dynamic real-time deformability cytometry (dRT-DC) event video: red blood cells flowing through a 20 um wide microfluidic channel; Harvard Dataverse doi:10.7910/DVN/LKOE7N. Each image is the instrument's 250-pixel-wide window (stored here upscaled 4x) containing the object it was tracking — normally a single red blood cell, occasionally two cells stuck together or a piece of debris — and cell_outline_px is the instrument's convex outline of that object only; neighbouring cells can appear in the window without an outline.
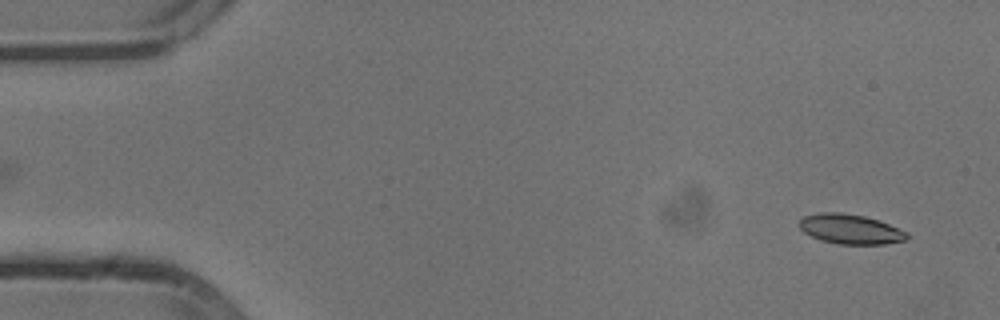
{"species": "common noctule bat (a hibernating species)", "species_latin": "Nyctalus noctula", "temperature_condition": "cold", "stored_images_in_passage": 46, "camera_frame_rate_fps": 3000, "um_per_image_px": 0.085, "animal": {"sex": "male", "body_mass_g": 13.3}, "frame": {"image": 1, "passage_image": 3, "time_ms": 0.667, "image_size_px": [1000, 320], "cell_outline_px": [[908, 240], [884, 244], [836, 244], [820, 240], [804, 232], [800, 228], [800, 220], [804, 216], [820, 212], [840, 212], [864, 216], [880, 220], [908, 232]], "centroid_in_image_um": [72.31, 19.48], "position_along_channel_um": 12.7, "area_um2": 18.79}}
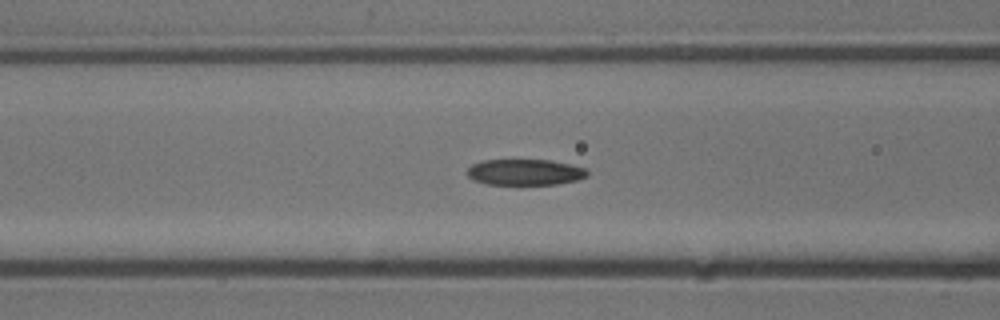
{"frame": {"image": 2, "passage_image": 21, "time_ms": 6.667, "image_size_px": [1000, 320], "cell_outline_px": [[588, 176], [576, 180], [556, 184], [488, 184], [472, 180], [468, 176], [468, 168], [472, 164], [484, 160], [548, 160], [568, 164], [584, 168], [588, 172]], "centroid_in_image_um": [44.6, 14.63], "position_along_channel_um": 122.0, "area_um2": 17.98}}
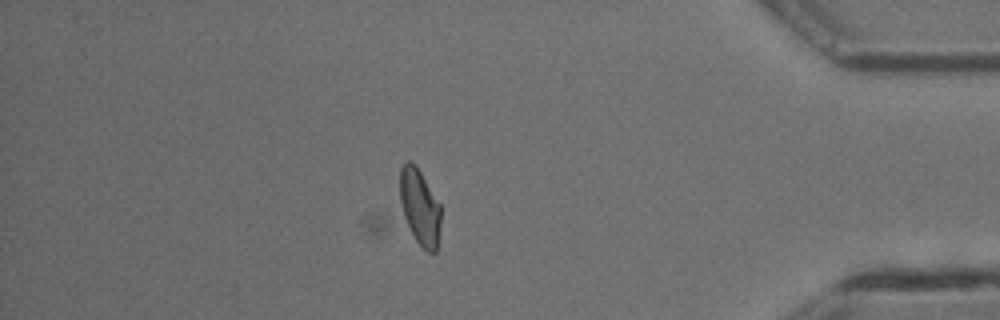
{"frame": {"image": 3, "passage_image": 46, "time_ms": 15.0, "image_size_px": [1000, 320], "cell_outline_px": [[440, 224], [436, 252], [428, 252], [376, 236], [368, 232], [364, 224], [364, 220], [400, 168], [408, 160], [416, 164], [440, 204]], "centroid_in_image_um": [34.6, 17.97], "position_along_channel_um": 400.6, "area_um2": 32.02}, "authors_computed_cell_mechanics": {"area_um2": 19.0451, "velocity_mm_per_s": 3.8071, "shape_relaxation_time_tau1_ms": 3.889, "shape_relaxation_time_tau2_ms": 3.5371, "deformation_change_tau1": 0.1394, "deformation_change_tau2": 0.0982}}